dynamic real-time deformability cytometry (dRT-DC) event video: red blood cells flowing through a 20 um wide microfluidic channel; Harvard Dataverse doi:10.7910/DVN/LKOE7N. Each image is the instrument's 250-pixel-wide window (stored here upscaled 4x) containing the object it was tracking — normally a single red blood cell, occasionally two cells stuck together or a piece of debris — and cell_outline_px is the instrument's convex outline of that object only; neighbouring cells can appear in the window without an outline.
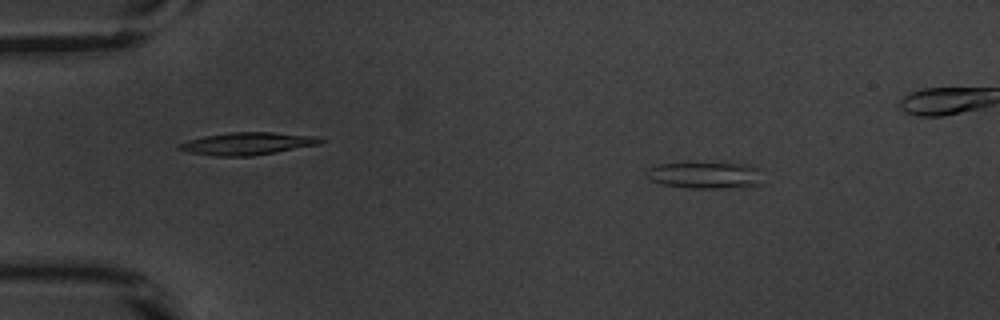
{"species": "common noctule bat (a hibernating species)", "species_latin": "Nyctalus noctula", "temperature_condition": "warm", "stored_images_in_passage": 49, "segment_of_instrument_passage": [1, 2], "camera_frame_rate_fps": 3000, "um_per_image_px": 0.085, "animal": {"sex": "male", "body_mass_g": 20.1, "forearm_length_mm": 53.5}, "frame": {"image": 1, "passage_image": 3, "time_ms": 0.667, "image_size_px": [1000, 320], "cell_outline_px": [[760, 184], [716, 188], [688, 188], [660, 184], [652, 180], [644, 172], [648, 168], [660, 164], [752, 164], [756, 168]], "centroid_in_image_um": [59.84, 14.9], "position_along_channel_um": 25.2, "area_um2": 17.28}}
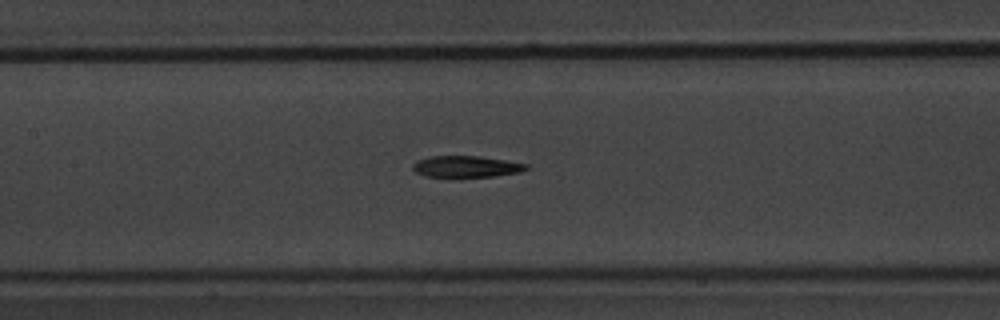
{"frame": {"image": 2, "passage_image": 20, "time_ms": 6.333, "image_size_px": [1000, 320], "cell_outline_px": [[528, 168], [520, 172], [496, 176], [424, 176], [416, 172], [412, 168], [412, 164], [416, 160], [432, 156], [480, 156], [528, 164]], "centroid_in_image_um": [39.62, 14.15], "position_along_channel_um": 167.8, "area_um2": 13.99}}
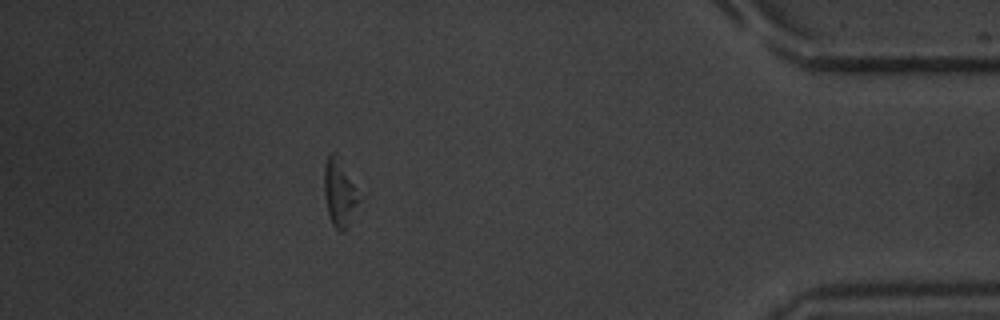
{"frame": {"image": 3, "passage_image": 42, "time_ms": 13.667, "image_size_px": [1000, 320], "cell_outline_px": [[356, 204], [348, 224], [344, 232], [340, 232], [332, 224], [328, 212], [324, 192], [324, 164], [328, 156], [332, 152], [336, 152], [352, 184], [356, 196]], "centroid_in_image_um": [28.76, 16.38], "position_along_channel_um": 406.4, "area_um2": 12.6}}